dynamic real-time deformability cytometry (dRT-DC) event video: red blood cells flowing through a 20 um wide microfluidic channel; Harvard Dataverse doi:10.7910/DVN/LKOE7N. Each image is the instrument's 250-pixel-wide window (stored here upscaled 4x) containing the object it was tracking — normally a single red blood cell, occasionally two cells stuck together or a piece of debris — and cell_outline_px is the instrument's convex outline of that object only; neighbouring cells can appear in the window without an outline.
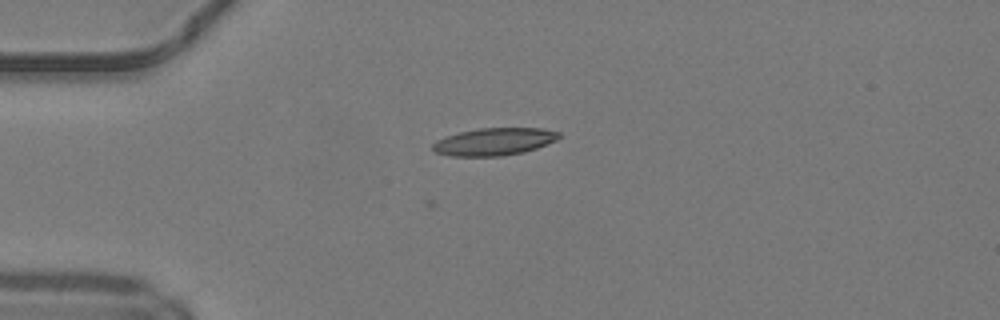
{"species": "common noctule bat (a hibernating species)", "species_latin": "Nyctalus noctula", "temperature_condition": "warm", "stored_images_in_passage": 38, "camera_frame_rate_fps": 3000, "um_per_image_px": 0.085, "animal": {"sex": "male", "body_mass_g": 19.2, "forearm_length_mm": 51.8}, "frame": {"image": 1, "passage_image": 1, "time_ms": 0.0, "image_size_px": [1000, 320], "cell_outline_px": [[560, 136], [556, 140], [548, 144], [524, 152], [504, 156], [448, 156], [436, 152], [432, 148], [432, 144], [436, 140], [444, 136], [460, 132], [480, 128], [540, 128], [560, 132]], "centroid_in_image_um": [41.99, 12.04], "position_along_channel_um": 43.0, "area_um2": 20.29}}
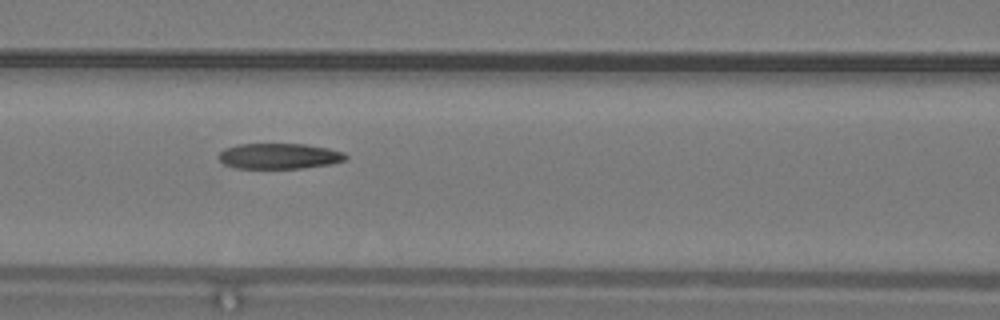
{"frame": {"image": 2, "passage_image": 10, "time_ms": 3.0, "image_size_px": [1000, 320], "cell_outline_px": [[348, 160], [332, 164], [304, 168], [236, 168], [224, 164], [220, 160], [220, 152], [224, 148], [240, 144], [304, 144], [328, 148], [344, 152], [348, 156]], "centroid_in_image_um": [23.79, 13.27], "position_along_channel_um": 142.8, "area_um2": 19.02}}
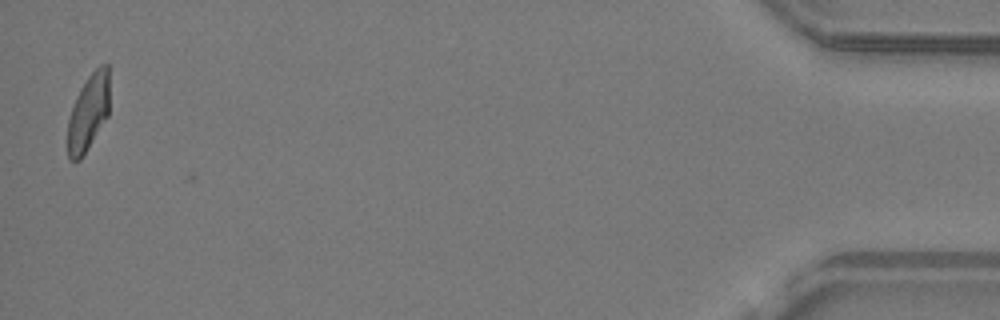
{"frame": {"image": 3, "passage_image": 37, "time_ms": 12.0, "image_size_px": [1000, 320], "cell_outline_px": [[108, 116], [80, 160], [68, 160], [68, 120], [76, 96], [80, 88], [88, 76], [100, 64], [108, 64]], "centroid_in_image_um": [7.5, 9.55], "position_along_channel_um": 427.7, "area_um2": 18.38}, "authors_computed_cell_mechanics": {"area_um2": 20.0566, "velocity_mm_per_s": 4.2096, "shape_relaxation_time_tau1_ms": 6.8101, "shape_relaxation_time_tau2_ms": 1.7369, "deformation_change_tau1": 0.2086, "deformation_change_tau2": 0.0882}}